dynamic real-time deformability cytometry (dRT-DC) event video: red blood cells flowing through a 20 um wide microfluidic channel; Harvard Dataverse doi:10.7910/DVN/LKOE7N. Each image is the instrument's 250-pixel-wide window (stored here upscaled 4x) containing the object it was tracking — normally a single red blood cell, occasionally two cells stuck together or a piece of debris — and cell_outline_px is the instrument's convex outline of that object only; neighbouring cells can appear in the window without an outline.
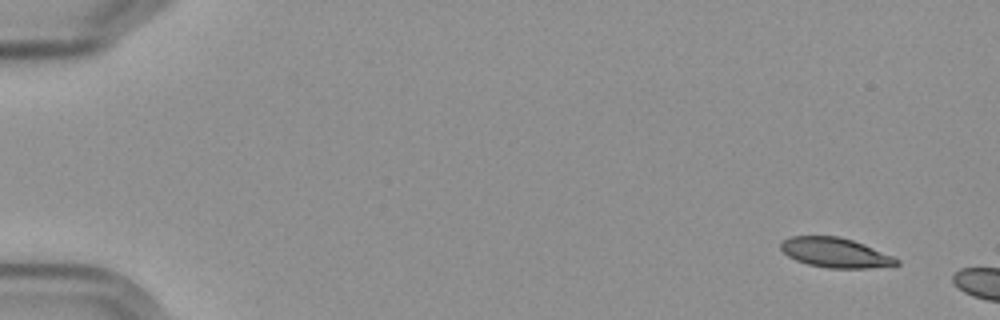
{"species": "Egyptian fruit bat (a non-hibernating species)", "species_latin": "Rousettus aegyptiacus", "temperature_condition": "cold", "stored_images_in_passage": 3, "camera_frame_rate_fps": 3000, "um_per_image_px": 0.085, "frame": {"image": 1, "passage_image": 1, "time_ms": 0.0, "image_size_px": [1000, 320], "cell_outline_px": [[900, 264], [868, 268], [828, 268], [808, 264], [796, 260], [788, 256], [780, 248], [780, 244], [784, 240], [792, 236], [840, 236], [864, 244], [892, 256], [900, 260]], "centroid_in_image_um": [70.99, 21.47], "position_along_channel_um": 14.0, "area_um2": 19.88}}